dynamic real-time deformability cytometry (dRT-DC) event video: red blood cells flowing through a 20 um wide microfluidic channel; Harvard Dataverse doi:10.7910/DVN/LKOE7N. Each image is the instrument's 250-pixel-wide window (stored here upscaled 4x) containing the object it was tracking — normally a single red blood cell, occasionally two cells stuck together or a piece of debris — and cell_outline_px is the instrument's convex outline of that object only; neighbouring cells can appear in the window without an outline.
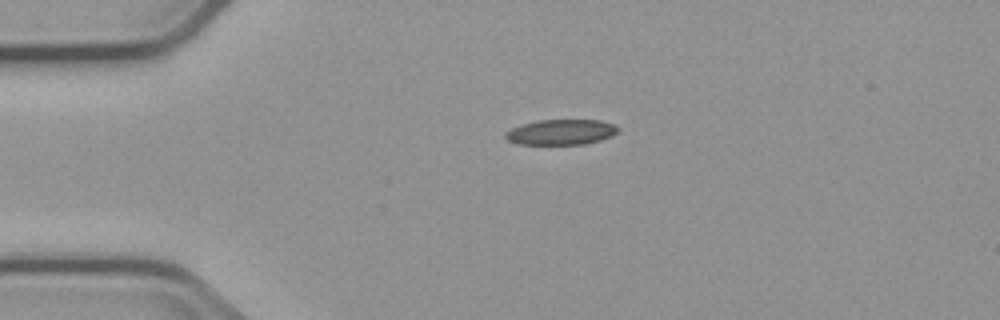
{"species": "common noctule bat (a hibernating species)", "species_latin": "Nyctalus noctula", "temperature_condition": "cold", "stored_images_in_passage": 4, "camera_frame_rate_fps": 3000, "um_per_image_px": 0.085, "animal": {"sex": "male", "body_mass_g": 23.1, "forearm_length_mm": 52.7}, "frame": {"image": 1, "passage_image": 3, "time_ms": 2.667, "image_size_px": [1000, 320], "cell_outline_px": [[620, 128], [612, 136], [600, 140], [584, 144], [516, 144], [508, 140], [504, 136], [504, 132], [512, 128], [524, 124], [540, 120], [600, 120], [612, 124]], "centroid_in_image_um": [47.68, 11.23], "position_along_channel_um": 37.3, "area_um2": 16.53}}